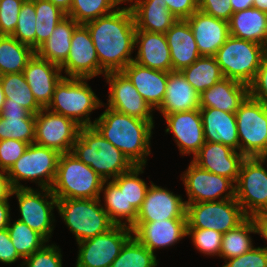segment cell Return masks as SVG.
I'll return each mask as SVG.
<instances>
[{
	"instance_id": "83f0119b",
	"label": "cell",
	"mask_w": 267,
	"mask_h": 267,
	"mask_svg": "<svg viewBox=\"0 0 267 267\" xmlns=\"http://www.w3.org/2000/svg\"><path fill=\"white\" fill-rule=\"evenodd\" d=\"M200 109V94L181 71L168 72L164 100L157 109L161 115Z\"/></svg>"
},
{
	"instance_id": "db71d44e",
	"label": "cell",
	"mask_w": 267,
	"mask_h": 267,
	"mask_svg": "<svg viewBox=\"0 0 267 267\" xmlns=\"http://www.w3.org/2000/svg\"><path fill=\"white\" fill-rule=\"evenodd\" d=\"M168 10L178 19H187L198 10L193 0H164Z\"/></svg>"
},
{
	"instance_id": "bcb514c9",
	"label": "cell",
	"mask_w": 267,
	"mask_h": 267,
	"mask_svg": "<svg viewBox=\"0 0 267 267\" xmlns=\"http://www.w3.org/2000/svg\"><path fill=\"white\" fill-rule=\"evenodd\" d=\"M61 249L56 244H45L40 250L24 259L21 267H63Z\"/></svg>"
},
{
	"instance_id": "8992f818",
	"label": "cell",
	"mask_w": 267,
	"mask_h": 267,
	"mask_svg": "<svg viewBox=\"0 0 267 267\" xmlns=\"http://www.w3.org/2000/svg\"><path fill=\"white\" fill-rule=\"evenodd\" d=\"M102 204L100 198L57 199L58 213L77 243L103 234L114 226Z\"/></svg>"
},
{
	"instance_id": "c3c4849f",
	"label": "cell",
	"mask_w": 267,
	"mask_h": 267,
	"mask_svg": "<svg viewBox=\"0 0 267 267\" xmlns=\"http://www.w3.org/2000/svg\"><path fill=\"white\" fill-rule=\"evenodd\" d=\"M28 146L29 143L16 139L0 140V169L8 171Z\"/></svg>"
},
{
	"instance_id": "03108f58",
	"label": "cell",
	"mask_w": 267,
	"mask_h": 267,
	"mask_svg": "<svg viewBox=\"0 0 267 267\" xmlns=\"http://www.w3.org/2000/svg\"><path fill=\"white\" fill-rule=\"evenodd\" d=\"M265 52H266V55H267V44L265 45Z\"/></svg>"
},
{
	"instance_id": "74e56055",
	"label": "cell",
	"mask_w": 267,
	"mask_h": 267,
	"mask_svg": "<svg viewBox=\"0 0 267 267\" xmlns=\"http://www.w3.org/2000/svg\"><path fill=\"white\" fill-rule=\"evenodd\" d=\"M36 11V50L51 36L66 13L49 0H32Z\"/></svg>"
},
{
	"instance_id": "6f0895ef",
	"label": "cell",
	"mask_w": 267,
	"mask_h": 267,
	"mask_svg": "<svg viewBox=\"0 0 267 267\" xmlns=\"http://www.w3.org/2000/svg\"><path fill=\"white\" fill-rule=\"evenodd\" d=\"M253 220L256 224L257 234L267 241V212L255 215ZM263 248L267 250V246Z\"/></svg>"
},
{
	"instance_id": "d4e9b609",
	"label": "cell",
	"mask_w": 267,
	"mask_h": 267,
	"mask_svg": "<svg viewBox=\"0 0 267 267\" xmlns=\"http://www.w3.org/2000/svg\"><path fill=\"white\" fill-rule=\"evenodd\" d=\"M122 72L150 107L157 110L164 100L168 72L144 67L134 61L129 63Z\"/></svg>"
},
{
	"instance_id": "7dc6e473",
	"label": "cell",
	"mask_w": 267,
	"mask_h": 267,
	"mask_svg": "<svg viewBox=\"0 0 267 267\" xmlns=\"http://www.w3.org/2000/svg\"><path fill=\"white\" fill-rule=\"evenodd\" d=\"M24 1L0 0V35H13Z\"/></svg>"
},
{
	"instance_id": "9f6ffc18",
	"label": "cell",
	"mask_w": 267,
	"mask_h": 267,
	"mask_svg": "<svg viewBox=\"0 0 267 267\" xmlns=\"http://www.w3.org/2000/svg\"><path fill=\"white\" fill-rule=\"evenodd\" d=\"M33 115L21 105L18 104H3L0 116L7 118L8 116Z\"/></svg>"
},
{
	"instance_id": "d6986e66",
	"label": "cell",
	"mask_w": 267,
	"mask_h": 267,
	"mask_svg": "<svg viewBox=\"0 0 267 267\" xmlns=\"http://www.w3.org/2000/svg\"><path fill=\"white\" fill-rule=\"evenodd\" d=\"M130 229L134 237L155 254L156 249L175 245L187 236V218L134 222Z\"/></svg>"
},
{
	"instance_id": "816d5d0a",
	"label": "cell",
	"mask_w": 267,
	"mask_h": 267,
	"mask_svg": "<svg viewBox=\"0 0 267 267\" xmlns=\"http://www.w3.org/2000/svg\"><path fill=\"white\" fill-rule=\"evenodd\" d=\"M198 9L227 22L233 14L230 0H201Z\"/></svg>"
},
{
	"instance_id": "f5cc1de1",
	"label": "cell",
	"mask_w": 267,
	"mask_h": 267,
	"mask_svg": "<svg viewBox=\"0 0 267 267\" xmlns=\"http://www.w3.org/2000/svg\"><path fill=\"white\" fill-rule=\"evenodd\" d=\"M20 258L10 239L8 229L0 230V262L12 264Z\"/></svg>"
},
{
	"instance_id": "ffe728a7",
	"label": "cell",
	"mask_w": 267,
	"mask_h": 267,
	"mask_svg": "<svg viewBox=\"0 0 267 267\" xmlns=\"http://www.w3.org/2000/svg\"><path fill=\"white\" fill-rule=\"evenodd\" d=\"M174 218H187L185 200L183 201L182 196L175 195L151 181L135 222H154Z\"/></svg>"
},
{
	"instance_id": "f35d334b",
	"label": "cell",
	"mask_w": 267,
	"mask_h": 267,
	"mask_svg": "<svg viewBox=\"0 0 267 267\" xmlns=\"http://www.w3.org/2000/svg\"><path fill=\"white\" fill-rule=\"evenodd\" d=\"M7 229L18 255L23 260L48 243L41 234L22 221L11 222L10 219Z\"/></svg>"
},
{
	"instance_id": "4dcf8cb0",
	"label": "cell",
	"mask_w": 267,
	"mask_h": 267,
	"mask_svg": "<svg viewBox=\"0 0 267 267\" xmlns=\"http://www.w3.org/2000/svg\"><path fill=\"white\" fill-rule=\"evenodd\" d=\"M229 34L265 46L267 44V13L249 8L232 14Z\"/></svg>"
},
{
	"instance_id": "9c48e42d",
	"label": "cell",
	"mask_w": 267,
	"mask_h": 267,
	"mask_svg": "<svg viewBox=\"0 0 267 267\" xmlns=\"http://www.w3.org/2000/svg\"><path fill=\"white\" fill-rule=\"evenodd\" d=\"M235 115L240 152L246 158H266L267 107L248 95Z\"/></svg>"
},
{
	"instance_id": "d590c367",
	"label": "cell",
	"mask_w": 267,
	"mask_h": 267,
	"mask_svg": "<svg viewBox=\"0 0 267 267\" xmlns=\"http://www.w3.org/2000/svg\"><path fill=\"white\" fill-rule=\"evenodd\" d=\"M250 233L257 234L253 217H247L236 228L223 234L219 257L227 260L251 250L254 243Z\"/></svg>"
},
{
	"instance_id": "8fae6325",
	"label": "cell",
	"mask_w": 267,
	"mask_h": 267,
	"mask_svg": "<svg viewBox=\"0 0 267 267\" xmlns=\"http://www.w3.org/2000/svg\"><path fill=\"white\" fill-rule=\"evenodd\" d=\"M186 217L187 228L211 229L222 234L247 218L235 198L186 204Z\"/></svg>"
},
{
	"instance_id": "60d3db41",
	"label": "cell",
	"mask_w": 267,
	"mask_h": 267,
	"mask_svg": "<svg viewBox=\"0 0 267 267\" xmlns=\"http://www.w3.org/2000/svg\"><path fill=\"white\" fill-rule=\"evenodd\" d=\"M156 257V254L152 253L132 235L125 242L110 267H156L158 264Z\"/></svg>"
},
{
	"instance_id": "681fc988",
	"label": "cell",
	"mask_w": 267,
	"mask_h": 267,
	"mask_svg": "<svg viewBox=\"0 0 267 267\" xmlns=\"http://www.w3.org/2000/svg\"><path fill=\"white\" fill-rule=\"evenodd\" d=\"M222 267H267V250L253 247L238 257L225 260Z\"/></svg>"
},
{
	"instance_id": "7402d4cb",
	"label": "cell",
	"mask_w": 267,
	"mask_h": 267,
	"mask_svg": "<svg viewBox=\"0 0 267 267\" xmlns=\"http://www.w3.org/2000/svg\"><path fill=\"white\" fill-rule=\"evenodd\" d=\"M61 72L60 66L40 58L36 53L23 70L26 82L42 108L51 103L56 85L64 77Z\"/></svg>"
},
{
	"instance_id": "94428289",
	"label": "cell",
	"mask_w": 267,
	"mask_h": 267,
	"mask_svg": "<svg viewBox=\"0 0 267 267\" xmlns=\"http://www.w3.org/2000/svg\"><path fill=\"white\" fill-rule=\"evenodd\" d=\"M49 1H51L55 6L59 7L66 14L69 12L72 4V0H49Z\"/></svg>"
},
{
	"instance_id": "9a60e30c",
	"label": "cell",
	"mask_w": 267,
	"mask_h": 267,
	"mask_svg": "<svg viewBox=\"0 0 267 267\" xmlns=\"http://www.w3.org/2000/svg\"><path fill=\"white\" fill-rule=\"evenodd\" d=\"M80 128L74 120L42 108L35 115L34 143L55 149L60 154L68 153L72 151Z\"/></svg>"
},
{
	"instance_id": "cb8c5ba5",
	"label": "cell",
	"mask_w": 267,
	"mask_h": 267,
	"mask_svg": "<svg viewBox=\"0 0 267 267\" xmlns=\"http://www.w3.org/2000/svg\"><path fill=\"white\" fill-rule=\"evenodd\" d=\"M137 64L164 72L172 71L170 49L165 34L136 30L135 48Z\"/></svg>"
},
{
	"instance_id": "52a82bcc",
	"label": "cell",
	"mask_w": 267,
	"mask_h": 267,
	"mask_svg": "<svg viewBox=\"0 0 267 267\" xmlns=\"http://www.w3.org/2000/svg\"><path fill=\"white\" fill-rule=\"evenodd\" d=\"M265 56V46L229 35L214 57L224 78L249 85Z\"/></svg>"
},
{
	"instance_id": "6125c7cd",
	"label": "cell",
	"mask_w": 267,
	"mask_h": 267,
	"mask_svg": "<svg viewBox=\"0 0 267 267\" xmlns=\"http://www.w3.org/2000/svg\"><path fill=\"white\" fill-rule=\"evenodd\" d=\"M253 7L267 13V0H254Z\"/></svg>"
},
{
	"instance_id": "91938a15",
	"label": "cell",
	"mask_w": 267,
	"mask_h": 267,
	"mask_svg": "<svg viewBox=\"0 0 267 267\" xmlns=\"http://www.w3.org/2000/svg\"><path fill=\"white\" fill-rule=\"evenodd\" d=\"M254 0H230L233 13L253 7Z\"/></svg>"
},
{
	"instance_id": "ba28073f",
	"label": "cell",
	"mask_w": 267,
	"mask_h": 267,
	"mask_svg": "<svg viewBox=\"0 0 267 267\" xmlns=\"http://www.w3.org/2000/svg\"><path fill=\"white\" fill-rule=\"evenodd\" d=\"M60 153L52 148L36 143L29 144L23 155L7 171L12 187L31 188L20 181L35 182L40 189H51L56 173Z\"/></svg>"
},
{
	"instance_id": "5bb4252c",
	"label": "cell",
	"mask_w": 267,
	"mask_h": 267,
	"mask_svg": "<svg viewBox=\"0 0 267 267\" xmlns=\"http://www.w3.org/2000/svg\"><path fill=\"white\" fill-rule=\"evenodd\" d=\"M181 180L188 196L186 204L235 198V184L230 179L206 171L192 160Z\"/></svg>"
},
{
	"instance_id": "30bf717a",
	"label": "cell",
	"mask_w": 267,
	"mask_h": 267,
	"mask_svg": "<svg viewBox=\"0 0 267 267\" xmlns=\"http://www.w3.org/2000/svg\"><path fill=\"white\" fill-rule=\"evenodd\" d=\"M267 157L245 158L235 184V199L247 217L267 212Z\"/></svg>"
},
{
	"instance_id": "836d02e7",
	"label": "cell",
	"mask_w": 267,
	"mask_h": 267,
	"mask_svg": "<svg viewBox=\"0 0 267 267\" xmlns=\"http://www.w3.org/2000/svg\"><path fill=\"white\" fill-rule=\"evenodd\" d=\"M35 53L13 36L0 35V75L23 72Z\"/></svg>"
},
{
	"instance_id": "f546056e",
	"label": "cell",
	"mask_w": 267,
	"mask_h": 267,
	"mask_svg": "<svg viewBox=\"0 0 267 267\" xmlns=\"http://www.w3.org/2000/svg\"><path fill=\"white\" fill-rule=\"evenodd\" d=\"M248 95V85L223 78L200 94V108H215L235 113Z\"/></svg>"
},
{
	"instance_id": "be15d7a7",
	"label": "cell",
	"mask_w": 267,
	"mask_h": 267,
	"mask_svg": "<svg viewBox=\"0 0 267 267\" xmlns=\"http://www.w3.org/2000/svg\"><path fill=\"white\" fill-rule=\"evenodd\" d=\"M5 95H4V92H3V88H2V84L0 82V112L2 110V107H3V104L5 102Z\"/></svg>"
},
{
	"instance_id": "7c38bea8",
	"label": "cell",
	"mask_w": 267,
	"mask_h": 267,
	"mask_svg": "<svg viewBox=\"0 0 267 267\" xmlns=\"http://www.w3.org/2000/svg\"><path fill=\"white\" fill-rule=\"evenodd\" d=\"M38 190L34 188H15L12 196L16 195L19 204L21 217L18 220L37 231L49 242L54 230L53 209L57 208V198L53 195L51 189L38 188Z\"/></svg>"
},
{
	"instance_id": "e7e4bbea",
	"label": "cell",
	"mask_w": 267,
	"mask_h": 267,
	"mask_svg": "<svg viewBox=\"0 0 267 267\" xmlns=\"http://www.w3.org/2000/svg\"><path fill=\"white\" fill-rule=\"evenodd\" d=\"M193 1L197 4V6H199V4L201 2V0H193Z\"/></svg>"
},
{
	"instance_id": "4fadbf2b",
	"label": "cell",
	"mask_w": 267,
	"mask_h": 267,
	"mask_svg": "<svg viewBox=\"0 0 267 267\" xmlns=\"http://www.w3.org/2000/svg\"><path fill=\"white\" fill-rule=\"evenodd\" d=\"M132 235L129 227L114 225L103 234L77 243L79 250L75 267H110Z\"/></svg>"
},
{
	"instance_id": "f907efd6",
	"label": "cell",
	"mask_w": 267,
	"mask_h": 267,
	"mask_svg": "<svg viewBox=\"0 0 267 267\" xmlns=\"http://www.w3.org/2000/svg\"><path fill=\"white\" fill-rule=\"evenodd\" d=\"M248 90L249 96L267 107V55L262 59L253 81L248 85Z\"/></svg>"
},
{
	"instance_id": "e0dca14e",
	"label": "cell",
	"mask_w": 267,
	"mask_h": 267,
	"mask_svg": "<svg viewBox=\"0 0 267 267\" xmlns=\"http://www.w3.org/2000/svg\"><path fill=\"white\" fill-rule=\"evenodd\" d=\"M65 77L94 78L105 75L100 68L89 30L84 24H79L71 37V48L66 61L60 66Z\"/></svg>"
},
{
	"instance_id": "6da1fadb",
	"label": "cell",
	"mask_w": 267,
	"mask_h": 267,
	"mask_svg": "<svg viewBox=\"0 0 267 267\" xmlns=\"http://www.w3.org/2000/svg\"><path fill=\"white\" fill-rule=\"evenodd\" d=\"M90 32L100 68L105 72L122 71L134 59L136 25L129 7L84 24Z\"/></svg>"
},
{
	"instance_id": "7a4b0ae2",
	"label": "cell",
	"mask_w": 267,
	"mask_h": 267,
	"mask_svg": "<svg viewBox=\"0 0 267 267\" xmlns=\"http://www.w3.org/2000/svg\"><path fill=\"white\" fill-rule=\"evenodd\" d=\"M94 127L112 145L118 148L133 165L146 166L151 154V137L154 126L145 120L106 108L95 118Z\"/></svg>"
},
{
	"instance_id": "277c9868",
	"label": "cell",
	"mask_w": 267,
	"mask_h": 267,
	"mask_svg": "<svg viewBox=\"0 0 267 267\" xmlns=\"http://www.w3.org/2000/svg\"><path fill=\"white\" fill-rule=\"evenodd\" d=\"M104 181L73 153H61L51 191L57 199H97Z\"/></svg>"
},
{
	"instance_id": "f1b7e54d",
	"label": "cell",
	"mask_w": 267,
	"mask_h": 267,
	"mask_svg": "<svg viewBox=\"0 0 267 267\" xmlns=\"http://www.w3.org/2000/svg\"><path fill=\"white\" fill-rule=\"evenodd\" d=\"M200 115L207 142H218L240 152L235 113L215 108H200Z\"/></svg>"
},
{
	"instance_id": "2e32d148",
	"label": "cell",
	"mask_w": 267,
	"mask_h": 267,
	"mask_svg": "<svg viewBox=\"0 0 267 267\" xmlns=\"http://www.w3.org/2000/svg\"><path fill=\"white\" fill-rule=\"evenodd\" d=\"M109 87L107 107L118 112L150 122L153 126V109L139 94L129 78L122 72L104 75Z\"/></svg>"
},
{
	"instance_id": "484cf974",
	"label": "cell",
	"mask_w": 267,
	"mask_h": 267,
	"mask_svg": "<svg viewBox=\"0 0 267 267\" xmlns=\"http://www.w3.org/2000/svg\"><path fill=\"white\" fill-rule=\"evenodd\" d=\"M126 2H130L136 30L165 34L178 20L168 10L164 0H126Z\"/></svg>"
},
{
	"instance_id": "8d00e7d4",
	"label": "cell",
	"mask_w": 267,
	"mask_h": 267,
	"mask_svg": "<svg viewBox=\"0 0 267 267\" xmlns=\"http://www.w3.org/2000/svg\"><path fill=\"white\" fill-rule=\"evenodd\" d=\"M181 73L199 94L224 78L214 56H201Z\"/></svg>"
},
{
	"instance_id": "680465c9",
	"label": "cell",
	"mask_w": 267,
	"mask_h": 267,
	"mask_svg": "<svg viewBox=\"0 0 267 267\" xmlns=\"http://www.w3.org/2000/svg\"><path fill=\"white\" fill-rule=\"evenodd\" d=\"M9 200L0 201V230L7 229L10 220Z\"/></svg>"
},
{
	"instance_id": "5b68a950",
	"label": "cell",
	"mask_w": 267,
	"mask_h": 267,
	"mask_svg": "<svg viewBox=\"0 0 267 267\" xmlns=\"http://www.w3.org/2000/svg\"><path fill=\"white\" fill-rule=\"evenodd\" d=\"M90 78L63 77L56 85L47 109L74 120L79 126H93L90 120L93 110L104 106L88 85Z\"/></svg>"
},
{
	"instance_id": "ee69618b",
	"label": "cell",
	"mask_w": 267,
	"mask_h": 267,
	"mask_svg": "<svg viewBox=\"0 0 267 267\" xmlns=\"http://www.w3.org/2000/svg\"><path fill=\"white\" fill-rule=\"evenodd\" d=\"M36 11L32 0H25L18 22L13 33V37L20 43L32 47L36 51Z\"/></svg>"
},
{
	"instance_id": "ab89813d",
	"label": "cell",
	"mask_w": 267,
	"mask_h": 267,
	"mask_svg": "<svg viewBox=\"0 0 267 267\" xmlns=\"http://www.w3.org/2000/svg\"><path fill=\"white\" fill-rule=\"evenodd\" d=\"M125 2L126 0H72L66 16L71 17L78 24H85L112 13Z\"/></svg>"
},
{
	"instance_id": "603a6c76",
	"label": "cell",
	"mask_w": 267,
	"mask_h": 267,
	"mask_svg": "<svg viewBox=\"0 0 267 267\" xmlns=\"http://www.w3.org/2000/svg\"><path fill=\"white\" fill-rule=\"evenodd\" d=\"M186 20L201 56H215L230 35L227 21L217 19L199 9Z\"/></svg>"
},
{
	"instance_id": "3957f363",
	"label": "cell",
	"mask_w": 267,
	"mask_h": 267,
	"mask_svg": "<svg viewBox=\"0 0 267 267\" xmlns=\"http://www.w3.org/2000/svg\"><path fill=\"white\" fill-rule=\"evenodd\" d=\"M71 153L89 165L105 181L129 171L134 165L94 127H81Z\"/></svg>"
},
{
	"instance_id": "e575fe53",
	"label": "cell",
	"mask_w": 267,
	"mask_h": 267,
	"mask_svg": "<svg viewBox=\"0 0 267 267\" xmlns=\"http://www.w3.org/2000/svg\"><path fill=\"white\" fill-rule=\"evenodd\" d=\"M5 95L4 104H18L36 115L42 107L35 100L23 72L0 75Z\"/></svg>"
},
{
	"instance_id": "7bdbcfd3",
	"label": "cell",
	"mask_w": 267,
	"mask_h": 267,
	"mask_svg": "<svg viewBox=\"0 0 267 267\" xmlns=\"http://www.w3.org/2000/svg\"><path fill=\"white\" fill-rule=\"evenodd\" d=\"M100 193L104 195L102 208L107 212L110 221L114 225L126 226V198L123 190H120L112 180H106Z\"/></svg>"
},
{
	"instance_id": "f6af8a7d",
	"label": "cell",
	"mask_w": 267,
	"mask_h": 267,
	"mask_svg": "<svg viewBox=\"0 0 267 267\" xmlns=\"http://www.w3.org/2000/svg\"><path fill=\"white\" fill-rule=\"evenodd\" d=\"M195 248L202 254L219 256L223 234L211 229L187 228Z\"/></svg>"
},
{
	"instance_id": "11a10c76",
	"label": "cell",
	"mask_w": 267,
	"mask_h": 267,
	"mask_svg": "<svg viewBox=\"0 0 267 267\" xmlns=\"http://www.w3.org/2000/svg\"><path fill=\"white\" fill-rule=\"evenodd\" d=\"M13 189L7 171L0 169V201L9 200L12 197Z\"/></svg>"
},
{
	"instance_id": "1f68e13d",
	"label": "cell",
	"mask_w": 267,
	"mask_h": 267,
	"mask_svg": "<svg viewBox=\"0 0 267 267\" xmlns=\"http://www.w3.org/2000/svg\"><path fill=\"white\" fill-rule=\"evenodd\" d=\"M145 166L134 165L129 171L120 174L112 181L123 190L126 198V227L131 228L136 221L138 210L141 208L142 202L149 185L139 175L144 173Z\"/></svg>"
},
{
	"instance_id": "ac0fdd59",
	"label": "cell",
	"mask_w": 267,
	"mask_h": 267,
	"mask_svg": "<svg viewBox=\"0 0 267 267\" xmlns=\"http://www.w3.org/2000/svg\"><path fill=\"white\" fill-rule=\"evenodd\" d=\"M166 120V133H172L182 155L195 156L205 143L200 110L182 111L163 116Z\"/></svg>"
},
{
	"instance_id": "d6a6232c",
	"label": "cell",
	"mask_w": 267,
	"mask_h": 267,
	"mask_svg": "<svg viewBox=\"0 0 267 267\" xmlns=\"http://www.w3.org/2000/svg\"><path fill=\"white\" fill-rule=\"evenodd\" d=\"M79 24L66 16L53 30L51 36L35 52L40 57L58 66L67 59L71 48L73 31Z\"/></svg>"
},
{
	"instance_id": "b9f144b4",
	"label": "cell",
	"mask_w": 267,
	"mask_h": 267,
	"mask_svg": "<svg viewBox=\"0 0 267 267\" xmlns=\"http://www.w3.org/2000/svg\"><path fill=\"white\" fill-rule=\"evenodd\" d=\"M16 139L29 144L35 141V115L0 116V140Z\"/></svg>"
},
{
	"instance_id": "4316f807",
	"label": "cell",
	"mask_w": 267,
	"mask_h": 267,
	"mask_svg": "<svg viewBox=\"0 0 267 267\" xmlns=\"http://www.w3.org/2000/svg\"><path fill=\"white\" fill-rule=\"evenodd\" d=\"M165 36L170 49L172 71H181L201 57L186 19H178Z\"/></svg>"
},
{
	"instance_id": "44dd1931",
	"label": "cell",
	"mask_w": 267,
	"mask_h": 267,
	"mask_svg": "<svg viewBox=\"0 0 267 267\" xmlns=\"http://www.w3.org/2000/svg\"><path fill=\"white\" fill-rule=\"evenodd\" d=\"M192 158V161L202 169L226 177L236 184L241 164L246 157L222 143L205 141Z\"/></svg>"
}]
</instances>
